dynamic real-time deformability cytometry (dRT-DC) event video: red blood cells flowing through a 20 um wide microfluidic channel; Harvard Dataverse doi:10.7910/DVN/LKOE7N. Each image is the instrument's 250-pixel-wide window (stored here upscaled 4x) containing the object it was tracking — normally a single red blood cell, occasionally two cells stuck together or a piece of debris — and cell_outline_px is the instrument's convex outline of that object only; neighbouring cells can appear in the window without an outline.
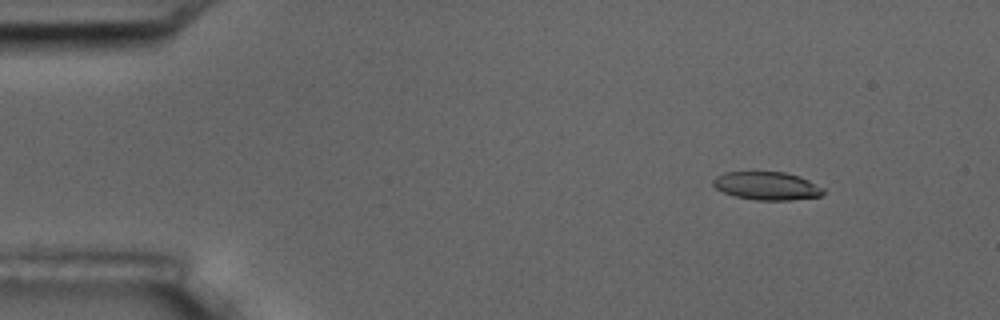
{"species": "common noctule bat (a hibernating species)", "species_latin": "Nyctalus noctula", "temperature_condition": "room temperature", "stored_images_in_passage": 5, "camera_frame_rate_fps": 3000, "um_per_image_px": 0.085, "animal": {"sex": "male", "body_mass_g": 17.5, "forearm_length_mm": 52.3}, "frame": {"image": 1, "passage_image": 2, "time_ms": 1.0, "image_size_px": [1000, 320], "cell_outline_px": [[824, 192], [820, 196], [788, 200], [756, 200], [736, 196], [724, 192], [716, 188], [712, 184], [712, 180], [716, 176], [724, 172], [784, 172], [800, 176], [824, 188]], "centroid_in_image_um": [65.17, 15.79], "position_along_channel_um": 19.8, "area_um2": 17.98}}
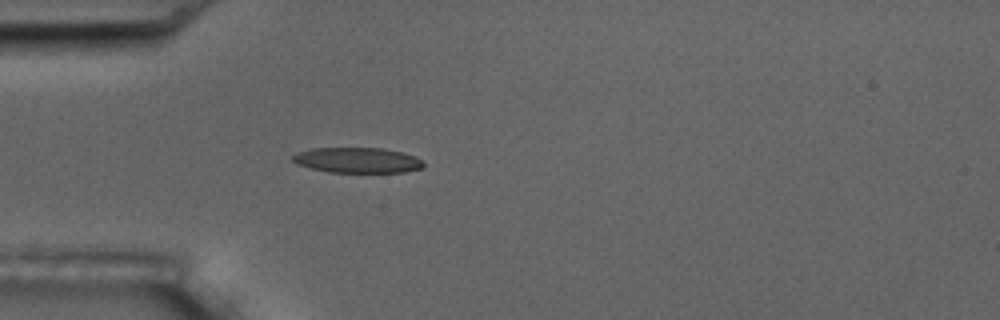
{"frame": {"image": 2, "passage_image": 5, "time_ms": 4.333, "image_size_px": [1000, 320], "cell_outline_px": [[424, 164], [420, 168], [404, 172], [328, 172], [296, 164], [292, 160], [292, 156], [296, 152], [312, 148], [384, 148], [400, 152], [424, 160]], "centroid_in_image_um": [30.34, 13.61], "position_along_channel_um": 54.7, "area_um2": 19.25}}